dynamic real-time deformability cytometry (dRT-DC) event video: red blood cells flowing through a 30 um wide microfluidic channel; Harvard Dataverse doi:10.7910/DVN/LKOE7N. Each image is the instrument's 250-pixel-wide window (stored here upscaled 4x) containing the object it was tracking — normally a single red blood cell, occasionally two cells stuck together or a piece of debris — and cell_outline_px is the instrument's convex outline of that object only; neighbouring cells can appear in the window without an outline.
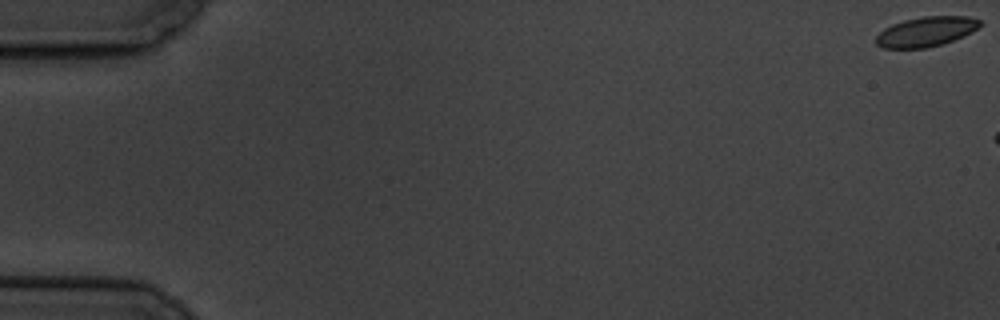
{"species": "common noctule bat (a hibernating species)", "species_latin": "Nyctalus noctula", "temperature_condition": "cold", "stored_images_in_passage": 3, "camera_frame_rate_fps": 3000, "um_per_image_px": 0.085, "animal": {"sex": "male", "body_mass_g": 19.5, "forearm_length_mm": 54.6}, "frame": {"image": 1, "passage_image": 1, "time_ms": 0.0, "image_size_px": [1000, 320], "cell_outline_px": [[984, 24], [972, 32], [964, 36], [928, 48], [884, 48], [876, 44], [876, 36], [884, 28], [892, 24], [904, 20], [924, 16], [968, 16], [984, 20]], "centroid_in_image_um": [78.77, 2.67], "position_along_channel_um": 6.2, "area_um2": 18.21}}